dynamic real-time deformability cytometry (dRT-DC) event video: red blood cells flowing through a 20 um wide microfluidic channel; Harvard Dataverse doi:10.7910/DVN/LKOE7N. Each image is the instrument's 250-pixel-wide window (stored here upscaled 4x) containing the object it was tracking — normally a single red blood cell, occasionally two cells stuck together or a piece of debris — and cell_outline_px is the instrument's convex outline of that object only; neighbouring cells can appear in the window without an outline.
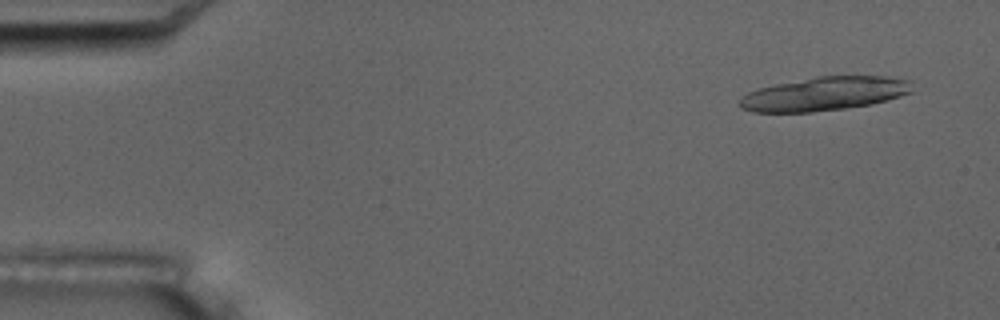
{"species": "common noctule bat (a hibernating species)", "species_latin": "Nyctalus noctula", "temperature_condition": "room temperature", "stored_images_in_passage": 7, "camera_frame_rate_fps": 3000, "um_per_image_px": 0.085, "animal": {"sex": "male", "body_mass_g": 17.5, "forearm_length_mm": 52.3}, "frame": {"image": 1, "passage_image": 2, "time_ms": 1.0, "image_size_px": [1000, 320], "cell_outline_px": [[912, 92], [888, 100], [872, 104], [844, 108], [812, 112], [752, 112], [740, 108], [740, 96], [756, 88], [816, 76], [888, 76], [912, 80]], "centroid_in_image_um": [70.08, 7.96], "position_along_channel_um": 14.9, "area_um2": 34.16}}